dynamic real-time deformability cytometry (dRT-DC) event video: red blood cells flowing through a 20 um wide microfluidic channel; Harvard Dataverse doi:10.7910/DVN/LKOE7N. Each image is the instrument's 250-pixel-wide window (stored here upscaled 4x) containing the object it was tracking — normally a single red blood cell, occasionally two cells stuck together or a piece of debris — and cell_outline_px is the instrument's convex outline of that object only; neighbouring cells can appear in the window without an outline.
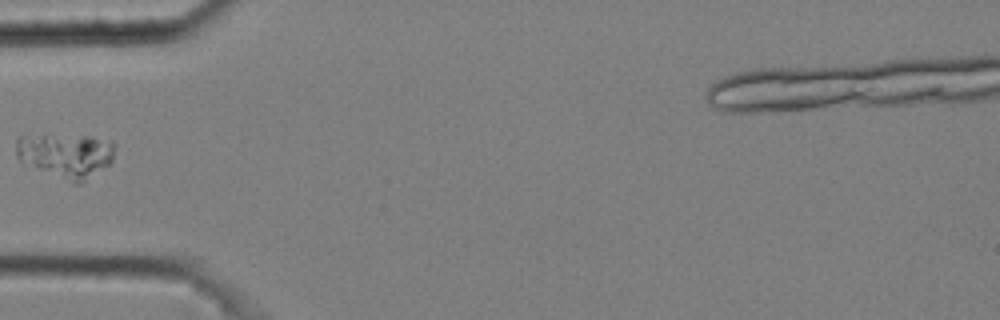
{"species": "common noctule bat (a hibernating species)", "species_latin": "Nyctalus noctula", "temperature_condition": "cold", "stored_images_in_passage": 1, "camera_frame_rate_fps": 3000, "um_per_image_px": 0.085, "animal": {"sex": "male", "body_mass_g": 20.4}, "frame": {"image": 1, "passage_image": 1, "time_ms": 0.0, "image_size_px": [1000, 320], "cell_outline_px": [[116, 144], [112, 160], [108, 164], [80, 184], [72, 184], [20, 164], [16, 156], [16, 140], [20, 136], [44, 132], [92, 136], [112, 140]], "centroid_in_image_um": [5.52, 13.17], "position_along_channel_um": 79.5, "area_um2": 27.17}}